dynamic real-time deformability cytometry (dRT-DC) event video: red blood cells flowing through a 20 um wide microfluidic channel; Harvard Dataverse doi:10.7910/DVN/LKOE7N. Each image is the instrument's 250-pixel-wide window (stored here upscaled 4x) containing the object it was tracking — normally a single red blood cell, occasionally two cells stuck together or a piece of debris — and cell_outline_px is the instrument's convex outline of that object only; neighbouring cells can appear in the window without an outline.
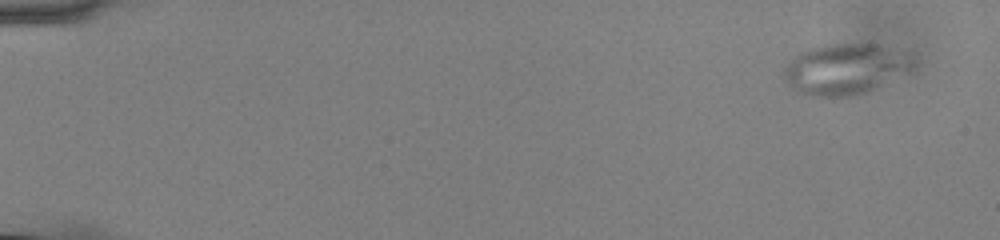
{"species": "common noctule bat (a hibernating species)", "species_latin": "Nyctalus noctula", "temperature_condition": "cold", "stored_images_in_passage": 55, "camera_frame_rate_fps": 3000, "um_per_image_px": 0.085, "animal": {"sex": "male", "body_mass_g": 13.0, "forearm_length_mm": 53.1}, "frame": {"image": 1, "passage_image": 4, "time_ms": 1.0, "image_size_px": [1000, 240], "cell_outline_px": [[916, 68], [912, 72], [860, 92], [848, 96], [808, 96], [796, 92], [784, 80], [784, 68], [800, 52], [808, 48], [824, 44], [880, 44], [912, 52], [916, 60]], "centroid_in_image_um": [71.93, 5.83], "position_along_channel_um": 13.1, "area_um2": 38.67}}
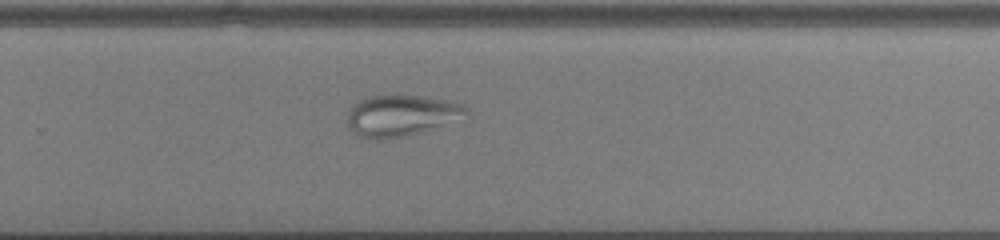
{"frame": {"image": 2, "passage_image": 39, "time_ms": 12.667, "image_size_px": [1000, 240], "cell_outline_px": [[468, 112], [424, 132], [404, 136], [380, 140], [372, 140], [360, 136], [348, 124], [348, 112], [352, 104], [356, 100], [368, 96], [420, 96], [448, 100], [464, 104], [468, 108]], "centroid_in_image_um": [34.04, 9.81], "position_along_channel_um": 295.8, "area_um2": 28.09}}
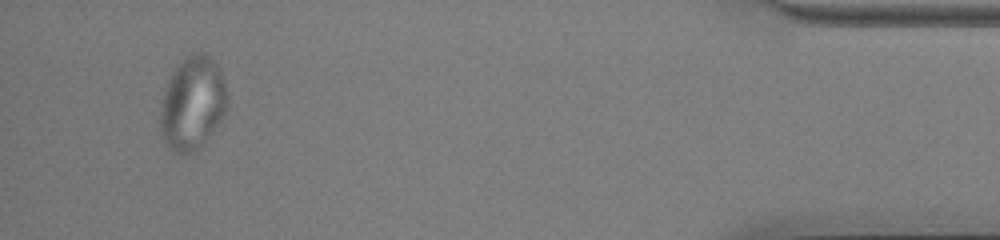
{"frame": {"image": 3, "passage_image": 54, "time_ms": 17.667, "image_size_px": [1000, 240], "cell_outline_px": [[228, 108], [224, 116], [204, 144], [196, 152], [188, 156], [180, 156], [168, 148], [164, 140], [160, 128], [160, 104], [168, 80], [176, 64], [184, 56], [200, 48], [216, 64], [224, 80], [228, 96]], "centroid_in_image_um": [16.36, 8.8], "position_along_channel_um": 418.8, "area_um2": 37.57}}